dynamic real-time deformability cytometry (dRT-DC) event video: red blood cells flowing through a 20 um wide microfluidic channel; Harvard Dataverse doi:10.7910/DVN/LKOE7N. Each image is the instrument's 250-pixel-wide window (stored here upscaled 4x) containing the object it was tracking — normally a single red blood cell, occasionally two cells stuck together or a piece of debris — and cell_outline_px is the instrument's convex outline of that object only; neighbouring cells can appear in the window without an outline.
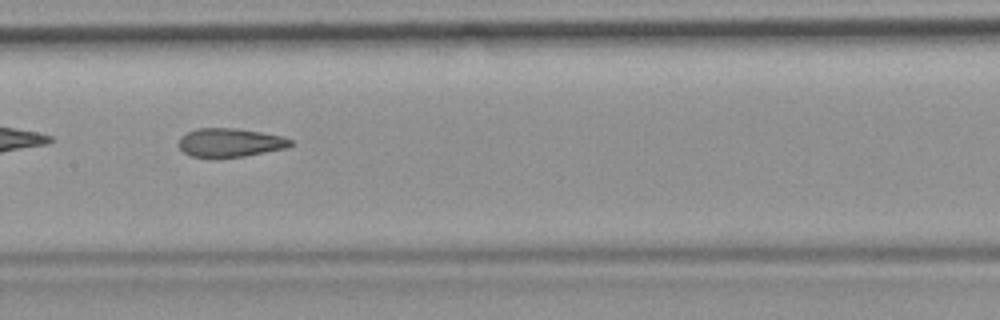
{"species": "common noctule bat (a hibernating species)", "species_latin": "Nyctalus noctula", "temperature_condition": "room temperature", "stored_images_in_passage": 37, "camera_frame_rate_fps": 3000, "um_per_image_px": 0.085, "animal": {"sex": "female", "body_mass_g": 19.9}, "frame": {"image": 1, "passage_image": 11, "time_ms": 3.333, "image_size_px": [1000, 320], "cell_outline_px": [[292, 144], [288, 148], [244, 156], [192, 156], [184, 152], [180, 148], [180, 136], [196, 128], [236, 128], [260, 132], [280, 136], [292, 140]], "centroid_in_image_um": [19.57, 12.1], "position_along_channel_um": 187.8, "area_um2": 18.26}, "authors_computed_cell_mechanics": {"area_um2": 19.4208, "velocity_mm_per_s": 3.8163, "shape_relaxation_time_tau1_ms": null, "shape_relaxation_time_tau2_ms": 2.0134, "deformation_change_tau1": null, "deformation_change_tau2": 0.1124}}